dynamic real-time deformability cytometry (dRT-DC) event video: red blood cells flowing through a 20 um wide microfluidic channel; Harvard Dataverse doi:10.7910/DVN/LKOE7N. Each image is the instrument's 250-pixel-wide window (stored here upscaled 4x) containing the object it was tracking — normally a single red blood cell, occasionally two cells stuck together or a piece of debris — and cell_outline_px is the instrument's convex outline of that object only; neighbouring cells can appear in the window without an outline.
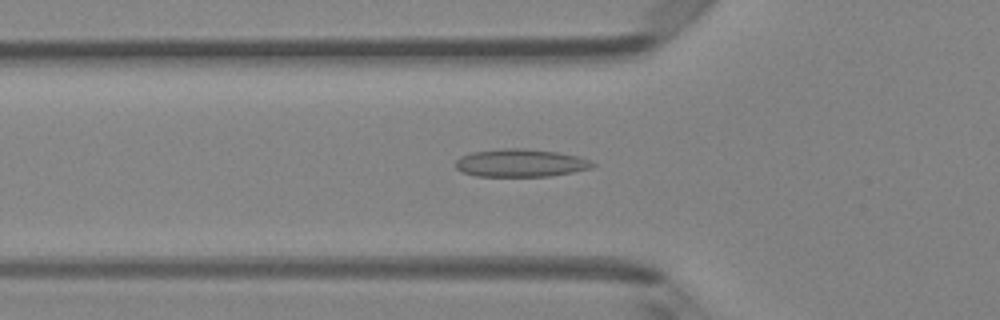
{"species": "Egyptian fruit bat (a non-hibernating species)", "species_latin": "Rousettus aegyptiacus", "temperature_condition": "room temperature", "stored_images_in_passage": 43, "camera_frame_rate_fps": 3000, "um_per_image_px": 0.085, "animal": {"sex": "female"}, "frame": {"image": 1, "passage_image": 11, "time_ms": 3.333, "image_size_px": [1000, 320], "cell_outline_px": [[596, 164], [592, 168], [552, 176], [476, 176], [460, 172], [456, 168], [456, 160], [460, 156], [472, 152], [504, 148], [524, 148], [560, 152], [580, 156]], "centroid_in_image_um": [44.25, 13.85], "position_along_channel_um": 81.5, "area_um2": 22.43}}
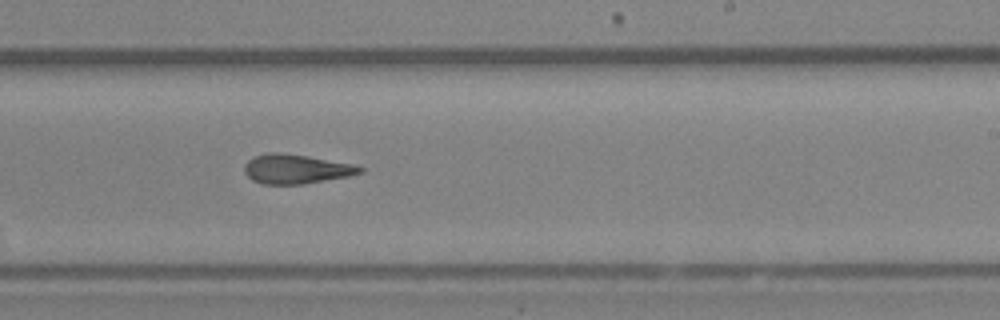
{"frame": {"image": 2, "passage_image": 24, "time_ms": 7.667, "image_size_px": [1000, 320], "cell_outline_px": [[364, 172], [348, 176], [304, 184], [264, 184], [252, 180], [244, 172], [244, 164], [252, 156], [268, 152], [280, 152], [308, 156], [352, 164], [364, 168]], "centroid_in_image_um": [25.13, 14.36], "position_along_channel_um": 263.9, "area_um2": 19.83}}
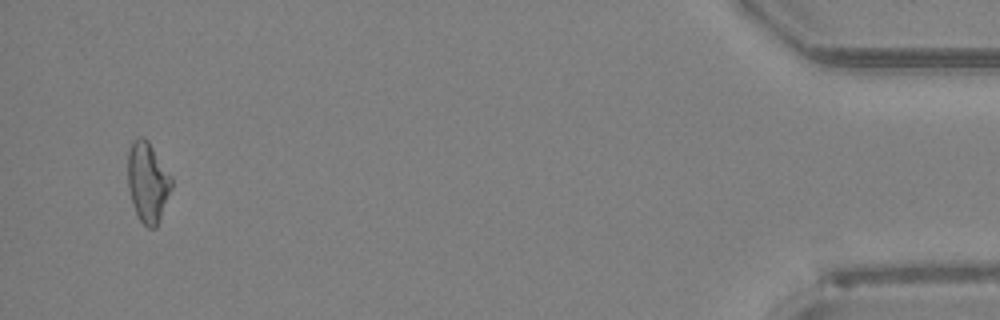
{"frame": {"image": 3, "passage_image": 41, "time_ms": 13.333, "image_size_px": [1000, 320], "cell_outline_px": [[172, 188], [156, 228], [148, 228], [140, 220], [132, 204], [128, 188], [128, 152], [132, 140], [136, 136], [144, 136], [148, 140], [172, 176]], "centroid_in_image_um": [12.55, 15.44], "position_along_channel_um": 422.6, "area_um2": 20.63}, "authors_computed_cell_mechanics": {"area_um2": 19.9988, "velocity_mm_per_s": 4.2023, "shape_relaxation_time_tau1_ms": null, "shape_relaxation_time_tau2_ms": 2.1474, "deformation_change_tau1": null, "deformation_change_tau2": 0.1207}}